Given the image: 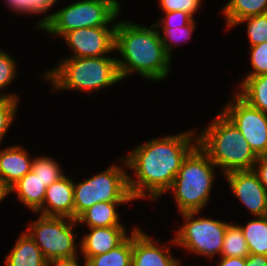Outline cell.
Masks as SVG:
<instances>
[{"label": "cell", "mask_w": 267, "mask_h": 266, "mask_svg": "<svg viewBox=\"0 0 267 266\" xmlns=\"http://www.w3.org/2000/svg\"><path fill=\"white\" fill-rule=\"evenodd\" d=\"M196 131L155 138L138 145L122 163L134 172L128 174V187L133 200H152L169 191L184 159L198 145Z\"/></svg>", "instance_id": "cell-1"}, {"label": "cell", "mask_w": 267, "mask_h": 266, "mask_svg": "<svg viewBox=\"0 0 267 266\" xmlns=\"http://www.w3.org/2000/svg\"><path fill=\"white\" fill-rule=\"evenodd\" d=\"M114 50L123 58L117 59L121 80L133 72L155 82L168 76L171 57L154 23L145 27L131 21L117 22Z\"/></svg>", "instance_id": "cell-2"}, {"label": "cell", "mask_w": 267, "mask_h": 266, "mask_svg": "<svg viewBox=\"0 0 267 266\" xmlns=\"http://www.w3.org/2000/svg\"><path fill=\"white\" fill-rule=\"evenodd\" d=\"M198 146L224 174L252 170L257 156L232 121L221 111L205 130L197 133Z\"/></svg>", "instance_id": "cell-3"}, {"label": "cell", "mask_w": 267, "mask_h": 266, "mask_svg": "<svg viewBox=\"0 0 267 266\" xmlns=\"http://www.w3.org/2000/svg\"><path fill=\"white\" fill-rule=\"evenodd\" d=\"M43 77L52 83L53 90L98 91L121 81L117 58L113 57H69Z\"/></svg>", "instance_id": "cell-4"}, {"label": "cell", "mask_w": 267, "mask_h": 266, "mask_svg": "<svg viewBox=\"0 0 267 266\" xmlns=\"http://www.w3.org/2000/svg\"><path fill=\"white\" fill-rule=\"evenodd\" d=\"M217 167L197 145L184 159L169 190L179 213L201 212L210 199Z\"/></svg>", "instance_id": "cell-5"}, {"label": "cell", "mask_w": 267, "mask_h": 266, "mask_svg": "<svg viewBox=\"0 0 267 266\" xmlns=\"http://www.w3.org/2000/svg\"><path fill=\"white\" fill-rule=\"evenodd\" d=\"M120 9L118 0H80L45 16L36 28L62 37L79 28L107 26L118 18Z\"/></svg>", "instance_id": "cell-6"}, {"label": "cell", "mask_w": 267, "mask_h": 266, "mask_svg": "<svg viewBox=\"0 0 267 266\" xmlns=\"http://www.w3.org/2000/svg\"><path fill=\"white\" fill-rule=\"evenodd\" d=\"M133 198L124 168L111 165L107 170L84 180L74 182V219L98 202H130Z\"/></svg>", "instance_id": "cell-7"}, {"label": "cell", "mask_w": 267, "mask_h": 266, "mask_svg": "<svg viewBox=\"0 0 267 266\" xmlns=\"http://www.w3.org/2000/svg\"><path fill=\"white\" fill-rule=\"evenodd\" d=\"M77 224L76 219L68 217L40 215L29 224L26 232L39 246L47 261L72 258L78 256L76 249L79 246L75 242L78 234H73V228Z\"/></svg>", "instance_id": "cell-8"}, {"label": "cell", "mask_w": 267, "mask_h": 266, "mask_svg": "<svg viewBox=\"0 0 267 266\" xmlns=\"http://www.w3.org/2000/svg\"><path fill=\"white\" fill-rule=\"evenodd\" d=\"M200 212L181 213L185 219L176 237L170 241L188 251L213 258L221 256L225 230L229 223L213 218L196 217Z\"/></svg>", "instance_id": "cell-9"}, {"label": "cell", "mask_w": 267, "mask_h": 266, "mask_svg": "<svg viewBox=\"0 0 267 266\" xmlns=\"http://www.w3.org/2000/svg\"><path fill=\"white\" fill-rule=\"evenodd\" d=\"M237 127L257 157L267 155V114L237 92L222 111Z\"/></svg>", "instance_id": "cell-10"}, {"label": "cell", "mask_w": 267, "mask_h": 266, "mask_svg": "<svg viewBox=\"0 0 267 266\" xmlns=\"http://www.w3.org/2000/svg\"><path fill=\"white\" fill-rule=\"evenodd\" d=\"M116 25L117 21L111 28L84 27L65 33L62 38L73 52L70 57H102L114 51Z\"/></svg>", "instance_id": "cell-11"}, {"label": "cell", "mask_w": 267, "mask_h": 266, "mask_svg": "<svg viewBox=\"0 0 267 266\" xmlns=\"http://www.w3.org/2000/svg\"><path fill=\"white\" fill-rule=\"evenodd\" d=\"M235 197L256 217L267 216V190L252 170L224 174Z\"/></svg>", "instance_id": "cell-12"}, {"label": "cell", "mask_w": 267, "mask_h": 266, "mask_svg": "<svg viewBox=\"0 0 267 266\" xmlns=\"http://www.w3.org/2000/svg\"><path fill=\"white\" fill-rule=\"evenodd\" d=\"M169 247L159 246L158 242L135 227L132 230L131 266H181L180 260L170 254Z\"/></svg>", "instance_id": "cell-13"}, {"label": "cell", "mask_w": 267, "mask_h": 266, "mask_svg": "<svg viewBox=\"0 0 267 266\" xmlns=\"http://www.w3.org/2000/svg\"><path fill=\"white\" fill-rule=\"evenodd\" d=\"M36 213L74 219V182L64 175L48 186L43 205Z\"/></svg>", "instance_id": "cell-14"}, {"label": "cell", "mask_w": 267, "mask_h": 266, "mask_svg": "<svg viewBox=\"0 0 267 266\" xmlns=\"http://www.w3.org/2000/svg\"><path fill=\"white\" fill-rule=\"evenodd\" d=\"M89 233L82 236L80 252L87 262L91 257L109 252L120 245L127 237L124 226L88 228Z\"/></svg>", "instance_id": "cell-15"}, {"label": "cell", "mask_w": 267, "mask_h": 266, "mask_svg": "<svg viewBox=\"0 0 267 266\" xmlns=\"http://www.w3.org/2000/svg\"><path fill=\"white\" fill-rule=\"evenodd\" d=\"M33 160L22 146L0 150V181L9 189L32 169Z\"/></svg>", "instance_id": "cell-16"}, {"label": "cell", "mask_w": 267, "mask_h": 266, "mask_svg": "<svg viewBox=\"0 0 267 266\" xmlns=\"http://www.w3.org/2000/svg\"><path fill=\"white\" fill-rule=\"evenodd\" d=\"M47 262L39 246L26 231L18 237L5 259L6 266H47Z\"/></svg>", "instance_id": "cell-17"}, {"label": "cell", "mask_w": 267, "mask_h": 266, "mask_svg": "<svg viewBox=\"0 0 267 266\" xmlns=\"http://www.w3.org/2000/svg\"><path fill=\"white\" fill-rule=\"evenodd\" d=\"M46 188L45 183L30 171L9 188V193L16 191L19 201L36 213L43 205Z\"/></svg>", "instance_id": "cell-18"}, {"label": "cell", "mask_w": 267, "mask_h": 266, "mask_svg": "<svg viewBox=\"0 0 267 266\" xmlns=\"http://www.w3.org/2000/svg\"><path fill=\"white\" fill-rule=\"evenodd\" d=\"M128 202H98L85 210L76 220L88 228L123 226L116 207Z\"/></svg>", "instance_id": "cell-19"}, {"label": "cell", "mask_w": 267, "mask_h": 266, "mask_svg": "<svg viewBox=\"0 0 267 266\" xmlns=\"http://www.w3.org/2000/svg\"><path fill=\"white\" fill-rule=\"evenodd\" d=\"M227 29L246 17L267 13V0H229L222 9Z\"/></svg>", "instance_id": "cell-20"}, {"label": "cell", "mask_w": 267, "mask_h": 266, "mask_svg": "<svg viewBox=\"0 0 267 266\" xmlns=\"http://www.w3.org/2000/svg\"><path fill=\"white\" fill-rule=\"evenodd\" d=\"M237 93L251 106L267 114V74L246 76Z\"/></svg>", "instance_id": "cell-21"}, {"label": "cell", "mask_w": 267, "mask_h": 266, "mask_svg": "<svg viewBox=\"0 0 267 266\" xmlns=\"http://www.w3.org/2000/svg\"><path fill=\"white\" fill-rule=\"evenodd\" d=\"M245 226L239 225L250 254L267 256V216L255 217Z\"/></svg>", "instance_id": "cell-22"}, {"label": "cell", "mask_w": 267, "mask_h": 266, "mask_svg": "<svg viewBox=\"0 0 267 266\" xmlns=\"http://www.w3.org/2000/svg\"><path fill=\"white\" fill-rule=\"evenodd\" d=\"M132 231L120 245L107 253L91 257L87 266H131Z\"/></svg>", "instance_id": "cell-23"}, {"label": "cell", "mask_w": 267, "mask_h": 266, "mask_svg": "<svg viewBox=\"0 0 267 266\" xmlns=\"http://www.w3.org/2000/svg\"><path fill=\"white\" fill-rule=\"evenodd\" d=\"M247 242L238 224H228L222 245L220 257H240L249 255Z\"/></svg>", "instance_id": "cell-24"}, {"label": "cell", "mask_w": 267, "mask_h": 266, "mask_svg": "<svg viewBox=\"0 0 267 266\" xmlns=\"http://www.w3.org/2000/svg\"><path fill=\"white\" fill-rule=\"evenodd\" d=\"M31 171L34 172L47 187L64 176L58 162L47 156L34 158Z\"/></svg>", "instance_id": "cell-25"}, {"label": "cell", "mask_w": 267, "mask_h": 266, "mask_svg": "<svg viewBox=\"0 0 267 266\" xmlns=\"http://www.w3.org/2000/svg\"><path fill=\"white\" fill-rule=\"evenodd\" d=\"M19 97L15 94H0V143L13 124Z\"/></svg>", "instance_id": "cell-26"}, {"label": "cell", "mask_w": 267, "mask_h": 266, "mask_svg": "<svg viewBox=\"0 0 267 266\" xmlns=\"http://www.w3.org/2000/svg\"><path fill=\"white\" fill-rule=\"evenodd\" d=\"M247 23V34L250 45L255 46L267 41V13L246 17L239 20L235 26L241 23Z\"/></svg>", "instance_id": "cell-27"}, {"label": "cell", "mask_w": 267, "mask_h": 266, "mask_svg": "<svg viewBox=\"0 0 267 266\" xmlns=\"http://www.w3.org/2000/svg\"><path fill=\"white\" fill-rule=\"evenodd\" d=\"M195 26V21L193 20L189 25L183 27L161 28V32L159 30L163 46L170 57H172L173 46L181 43V41H188L195 30Z\"/></svg>", "instance_id": "cell-28"}, {"label": "cell", "mask_w": 267, "mask_h": 266, "mask_svg": "<svg viewBox=\"0 0 267 266\" xmlns=\"http://www.w3.org/2000/svg\"><path fill=\"white\" fill-rule=\"evenodd\" d=\"M249 48L253 71L246 73L247 76L267 74V41Z\"/></svg>", "instance_id": "cell-29"}, {"label": "cell", "mask_w": 267, "mask_h": 266, "mask_svg": "<svg viewBox=\"0 0 267 266\" xmlns=\"http://www.w3.org/2000/svg\"><path fill=\"white\" fill-rule=\"evenodd\" d=\"M202 0H159L160 9L164 13L173 11H184L189 13L193 18Z\"/></svg>", "instance_id": "cell-30"}, {"label": "cell", "mask_w": 267, "mask_h": 266, "mask_svg": "<svg viewBox=\"0 0 267 266\" xmlns=\"http://www.w3.org/2000/svg\"><path fill=\"white\" fill-rule=\"evenodd\" d=\"M16 64L13 57L0 50V90L11 85L16 77Z\"/></svg>", "instance_id": "cell-31"}, {"label": "cell", "mask_w": 267, "mask_h": 266, "mask_svg": "<svg viewBox=\"0 0 267 266\" xmlns=\"http://www.w3.org/2000/svg\"><path fill=\"white\" fill-rule=\"evenodd\" d=\"M164 18L154 23L157 28H172V27H183L189 25L194 18L187 12L184 11H173L164 13Z\"/></svg>", "instance_id": "cell-32"}, {"label": "cell", "mask_w": 267, "mask_h": 266, "mask_svg": "<svg viewBox=\"0 0 267 266\" xmlns=\"http://www.w3.org/2000/svg\"><path fill=\"white\" fill-rule=\"evenodd\" d=\"M253 171L257 174L259 181L267 190V155L257 157Z\"/></svg>", "instance_id": "cell-33"}, {"label": "cell", "mask_w": 267, "mask_h": 266, "mask_svg": "<svg viewBox=\"0 0 267 266\" xmlns=\"http://www.w3.org/2000/svg\"><path fill=\"white\" fill-rule=\"evenodd\" d=\"M53 5L50 0H29L28 14H42L52 8Z\"/></svg>", "instance_id": "cell-34"}, {"label": "cell", "mask_w": 267, "mask_h": 266, "mask_svg": "<svg viewBox=\"0 0 267 266\" xmlns=\"http://www.w3.org/2000/svg\"><path fill=\"white\" fill-rule=\"evenodd\" d=\"M7 6L16 13L28 14V2L29 0H4Z\"/></svg>", "instance_id": "cell-35"}, {"label": "cell", "mask_w": 267, "mask_h": 266, "mask_svg": "<svg viewBox=\"0 0 267 266\" xmlns=\"http://www.w3.org/2000/svg\"><path fill=\"white\" fill-rule=\"evenodd\" d=\"M78 256L72 258L54 259L47 262V266H79ZM84 266H87V262L84 261Z\"/></svg>", "instance_id": "cell-36"}, {"label": "cell", "mask_w": 267, "mask_h": 266, "mask_svg": "<svg viewBox=\"0 0 267 266\" xmlns=\"http://www.w3.org/2000/svg\"><path fill=\"white\" fill-rule=\"evenodd\" d=\"M246 266H267V256L261 254H249L246 257Z\"/></svg>", "instance_id": "cell-37"}, {"label": "cell", "mask_w": 267, "mask_h": 266, "mask_svg": "<svg viewBox=\"0 0 267 266\" xmlns=\"http://www.w3.org/2000/svg\"><path fill=\"white\" fill-rule=\"evenodd\" d=\"M217 266H246V257H221Z\"/></svg>", "instance_id": "cell-38"}, {"label": "cell", "mask_w": 267, "mask_h": 266, "mask_svg": "<svg viewBox=\"0 0 267 266\" xmlns=\"http://www.w3.org/2000/svg\"><path fill=\"white\" fill-rule=\"evenodd\" d=\"M9 194V189L0 181V202Z\"/></svg>", "instance_id": "cell-39"}, {"label": "cell", "mask_w": 267, "mask_h": 266, "mask_svg": "<svg viewBox=\"0 0 267 266\" xmlns=\"http://www.w3.org/2000/svg\"><path fill=\"white\" fill-rule=\"evenodd\" d=\"M53 4L56 3L57 0H50Z\"/></svg>", "instance_id": "cell-40"}]
</instances>
